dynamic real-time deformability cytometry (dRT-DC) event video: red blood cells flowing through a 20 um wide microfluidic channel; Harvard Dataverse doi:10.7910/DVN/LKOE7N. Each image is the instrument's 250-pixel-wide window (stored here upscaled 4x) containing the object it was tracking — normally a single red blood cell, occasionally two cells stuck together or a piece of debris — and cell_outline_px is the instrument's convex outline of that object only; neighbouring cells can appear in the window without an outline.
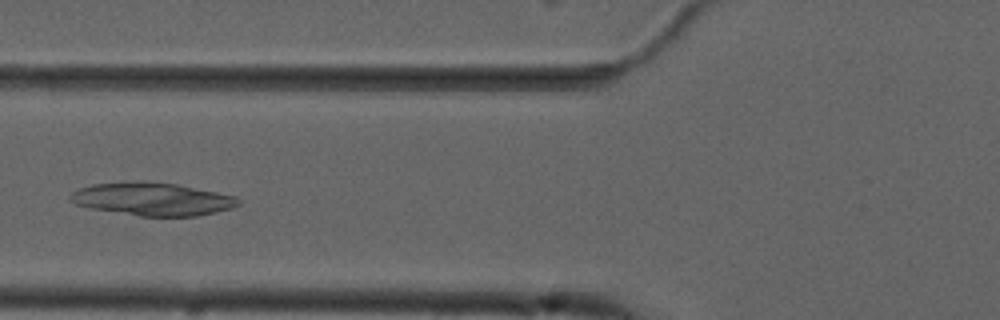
{"species": "common noctule bat (a hibernating species)", "species_latin": "Nyctalus noctula", "temperature_condition": "cold", "stored_images_in_passage": 7, "camera_frame_rate_fps": 3000, "um_per_image_px": 0.085, "animal": {"sex": "male", "forearm_length_mm": 52.5}, "frame": {"image": 1, "passage_image": 5, "time_ms": 4.667, "image_size_px": [1000, 320], "cell_outline_px": [[240, 204], [232, 208], [216, 212], [196, 216], [140, 216], [92, 208], [76, 204], [68, 200], [68, 196], [72, 192], [80, 188], [92, 184], [176, 184], [236, 196], [240, 200]], "centroid_in_image_um": [13.0, 16.96], "position_along_channel_um": 112.8, "area_um2": 31.04}}
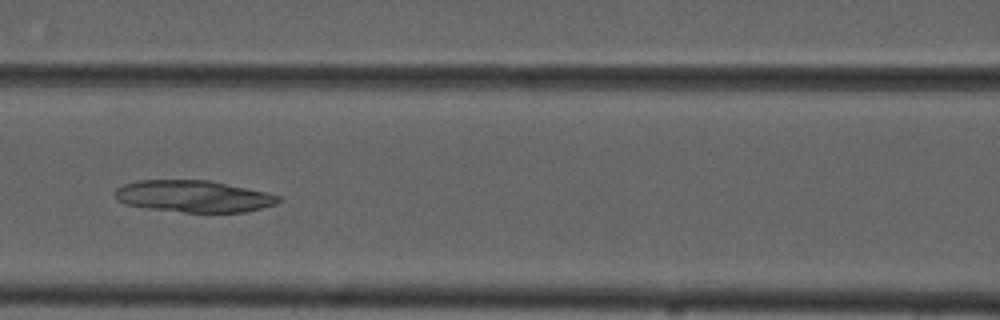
{"frame": {"image": 2, "passage_image": 6, "time_ms": 5.667, "image_size_px": [1000, 320], "cell_outline_px": [[280, 200], [276, 204], [244, 212], [184, 212], [148, 208], [124, 204], [116, 200], [112, 196], [112, 192], [116, 188], [124, 184], [140, 180], [208, 180], [264, 192], [280, 196]], "centroid_in_image_um": [16.36, 16.68], "position_along_channel_um": 150.2, "area_um2": 30.17}}
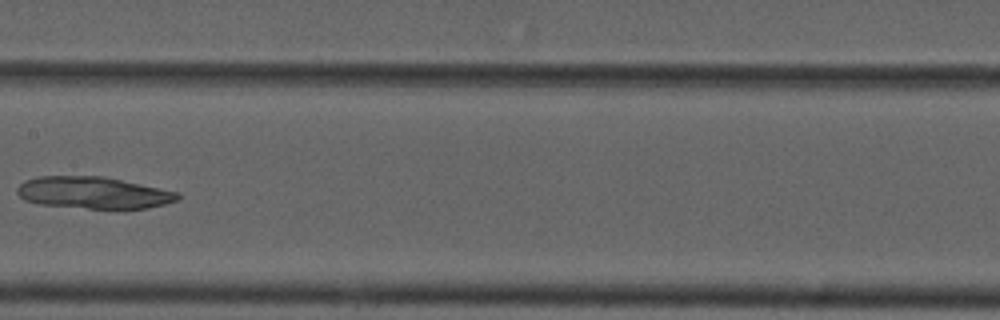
{"frame": {"image": 3, "passage_image": 7, "time_ms": 7.0, "image_size_px": [1000, 320], "cell_outline_px": [[180, 196], [176, 200], [164, 204], [148, 208], [120, 212], [112, 212], [40, 204], [24, 200], [16, 192], [16, 188], [24, 180], [40, 176], [104, 176], [180, 192]], "centroid_in_image_um": [7.98, 16.43], "position_along_channel_um": 199.4, "area_um2": 31.04}}